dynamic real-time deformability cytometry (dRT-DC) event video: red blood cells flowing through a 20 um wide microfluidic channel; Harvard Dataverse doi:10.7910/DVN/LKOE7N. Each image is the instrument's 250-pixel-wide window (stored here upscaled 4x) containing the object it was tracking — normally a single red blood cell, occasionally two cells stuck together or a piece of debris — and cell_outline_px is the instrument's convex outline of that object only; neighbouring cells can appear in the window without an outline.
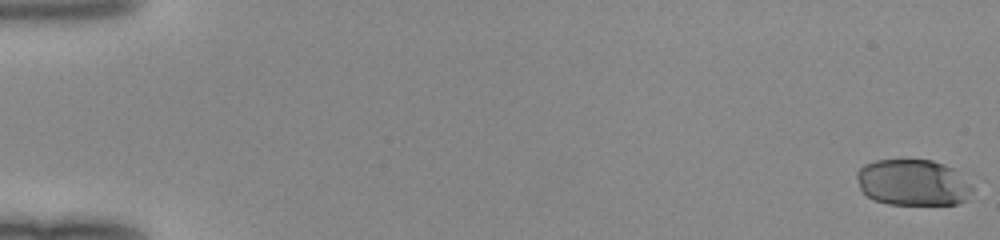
{"species": "human", "species_latin": "Homo sapiens", "temperature_condition": "room temperature", "stored_images_in_passage": 50, "camera_frame_rate_fps": 3000, "um_per_image_px": 0.085, "donor": {"sex": "female"}, "frame": {"image": 1, "passage_image": 1, "time_ms": 0.0, "image_size_px": [1000, 240], "cell_outline_px": [[972, 188], [968, 200], [956, 204], [888, 204], [872, 200], [864, 196], [860, 188], [856, 176], [856, 172], [864, 164], [876, 160], [932, 160], [944, 164], [952, 168]], "centroid_in_image_um": [77.53, 15.53], "position_along_channel_um": 7.5, "area_um2": 31.1}}
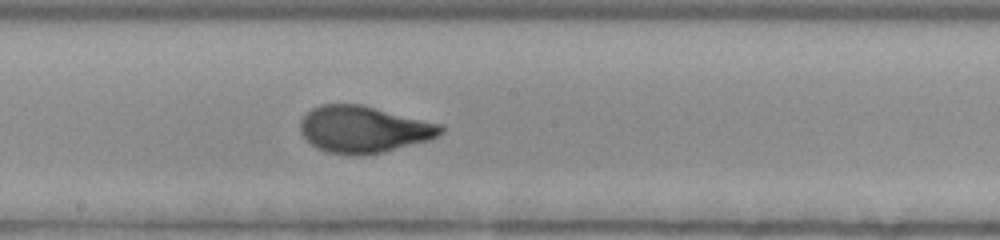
{"frame": {"image": 2, "passage_image": 29, "time_ms": 9.333, "image_size_px": [1000, 240], "cell_outline_px": [[444, 132], [428, 140], [384, 152], [360, 156], [352, 156], [328, 152], [316, 148], [300, 132], [300, 120], [312, 108], [320, 104], [360, 104], [444, 124]], "centroid_in_image_um": [30.92, 11.0], "position_along_channel_um": 217.3, "area_um2": 38.49}}
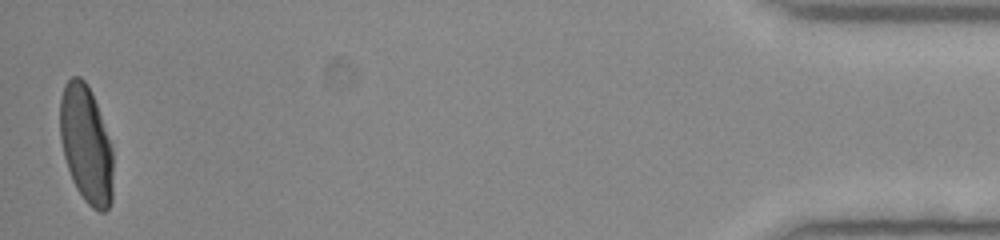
{"frame": {"image": 3, "passage_image": 50, "time_ms": 16.333, "image_size_px": [1000, 240], "cell_outline_px": [[112, 200], [108, 208], [104, 212], [100, 212], [92, 208], [84, 200], [76, 188], [72, 180], [64, 156], [60, 140], [60, 100], [64, 84], [72, 76], [80, 76], [84, 80], [92, 92], [112, 148]], "centroid_in_image_um": [7.31, 12.27], "position_along_channel_um": 427.9, "area_um2": 36.3}}